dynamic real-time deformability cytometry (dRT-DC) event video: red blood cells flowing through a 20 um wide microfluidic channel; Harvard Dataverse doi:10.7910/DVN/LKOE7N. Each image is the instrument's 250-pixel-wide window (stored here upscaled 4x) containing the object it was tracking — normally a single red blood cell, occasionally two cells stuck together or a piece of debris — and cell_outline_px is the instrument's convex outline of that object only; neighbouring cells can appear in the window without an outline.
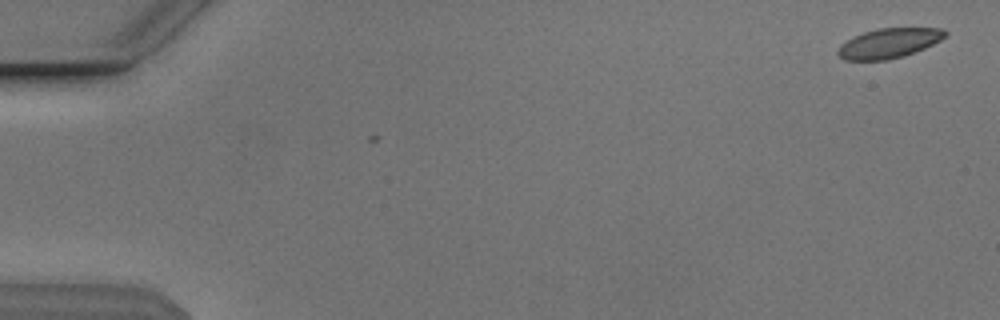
{"species": "Egyptian fruit bat (a non-hibernating species)", "species_latin": "Rousettus aegyptiacus", "temperature_condition": "cold", "stored_images_in_passage": 3, "camera_frame_rate_fps": 3000, "um_per_image_px": 0.085, "animal": {"sex": "male"}, "frame": {"image": 1, "passage_image": 1, "time_ms": 0.0, "image_size_px": [1000, 320], "cell_outline_px": [[948, 32], [940, 40], [924, 48], [904, 56], [888, 60], [844, 60], [836, 52], [840, 44], [852, 36], [876, 28], [944, 28]], "centroid_in_image_um": [75.52, 3.67], "position_along_channel_um": 9.5, "area_um2": 18.67}}